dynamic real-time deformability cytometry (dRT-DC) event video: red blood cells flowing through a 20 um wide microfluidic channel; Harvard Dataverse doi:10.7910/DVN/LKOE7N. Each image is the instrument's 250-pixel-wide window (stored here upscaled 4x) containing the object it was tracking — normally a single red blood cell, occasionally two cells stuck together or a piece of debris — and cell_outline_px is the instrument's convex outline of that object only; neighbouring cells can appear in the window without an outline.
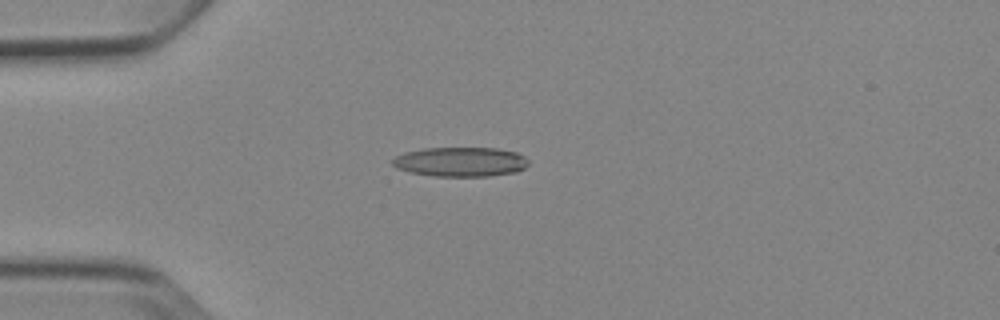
{"species": "Egyptian fruit bat (a non-hibernating species)", "species_latin": "Rousettus aegyptiacus", "temperature_condition": "cold", "stored_images_in_passage": 5, "camera_frame_rate_fps": 3000, "um_per_image_px": 0.085, "animal": {"sex": "female"}, "frame": {"image": 1, "passage_image": 3, "time_ms": 3.0, "image_size_px": [1000, 320], "cell_outline_px": [[528, 164], [524, 168], [516, 172], [488, 176], [432, 176], [412, 172], [396, 168], [392, 164], [392, 160], [396, 156], [404, 152], [424, 148], [496, 148], [516, 152], [524, 156], [528, 160]], "centroid_in_image_um": [39.14, 13.75], "position_along_channel_um": 45.9, "area_um2": 23.35}}
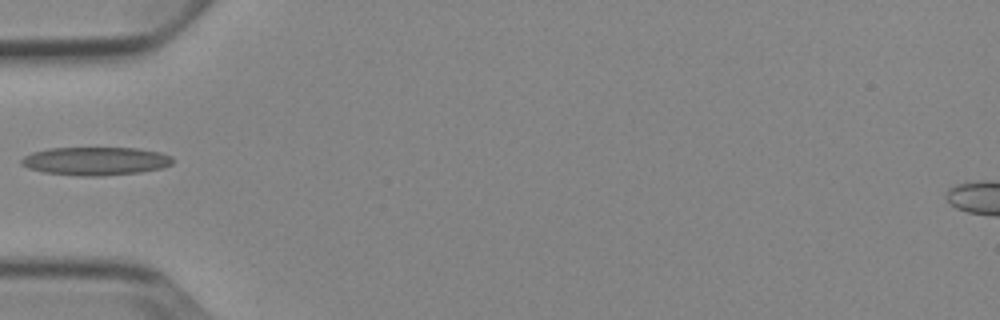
{"frame": {"image": 2, "passage_image": 4, "time_ms": 4.333, "image_size_px": [1000, 320], "cell_outline_px": [[172, 164], [164, 168], [140, 172], [100, 176], [80, 176], [44, 172], [28, 168], [20, 164], [20, 160], [24, 156], [32, 152], [48, 148], [136, 148], [160, 152], [172, 156]], "centroid_in_image_um": [8.12, 13.69], "position_along_channel_um": 76.9, "area_um2": 25.03}}
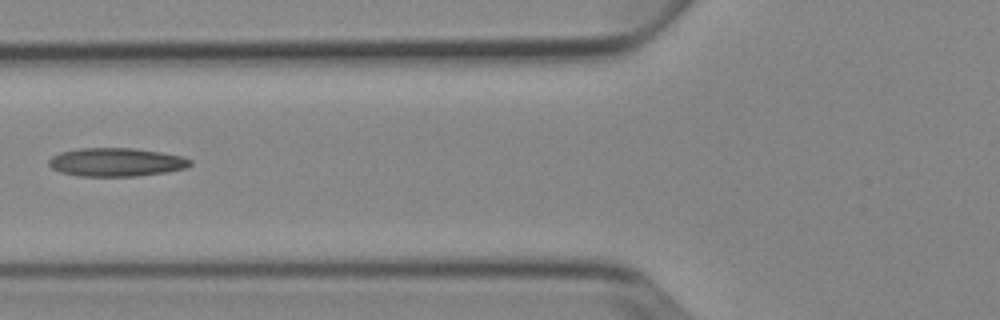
{"frame": {"image": 3, "passage_image": 5, "time_ms": 5.333, "image_size_px": [1000, 320], "cell_outline_px": [[192, 164], [188, 168], [164, 172], [136, 176], [80, 176], [60, 172], [52, 168], [48, 164], [48, 160], [52, 156], [60, 152], [80, 148], [136, 148], [184, 156], [192, 160]], "centroid_in_image_um": [9.9, 13.78], "position_along_channel_um": 115.9, "area_um2": 23.58}}